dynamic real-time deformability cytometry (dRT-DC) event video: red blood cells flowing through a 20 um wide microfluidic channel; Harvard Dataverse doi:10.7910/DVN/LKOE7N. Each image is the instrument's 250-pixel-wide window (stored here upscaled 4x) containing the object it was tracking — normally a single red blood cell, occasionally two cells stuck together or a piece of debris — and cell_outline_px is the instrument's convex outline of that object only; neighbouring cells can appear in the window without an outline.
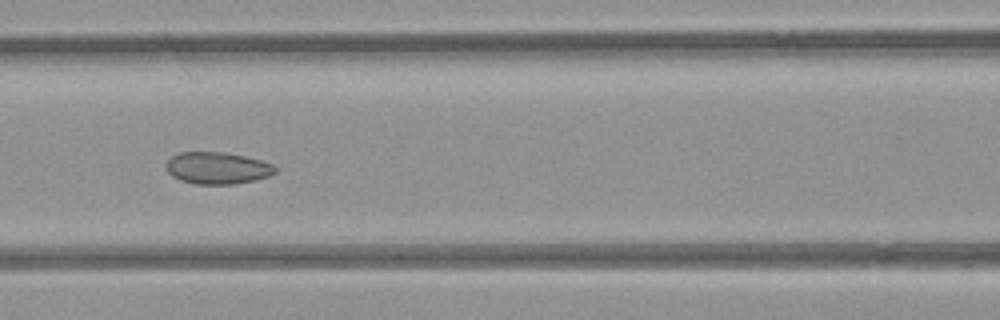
{"species": "common noctule bat (a hibernating species)", "species_latin": "Nyctalus noctula", "temperature_condition": "room temperature", "stored_images_in_passage": 9, "camera_frame_rate_fps": 3000, "um_per_image_px": 0.085, "animal": {"sex": "female", "body_mass_g": 21.9}, "frame": {"image": 1, "passage_image": 7, "time_ms": 2.0, "image_size_px": [1000, 320], "cell_outline_px": [[276, 172], [268, 176], [236, 184], [196, 184], [180, 180], [172, 176], [164, 168], [164, 164], [172, 156], [180, 152], [224, 152], [244, 156], [260, 160], [272, 164], [276, 168]], "centroid_in_image_um": [18.43, 14.28], "position_along_channel_um": 148.2, "area_um2": 20.29}}
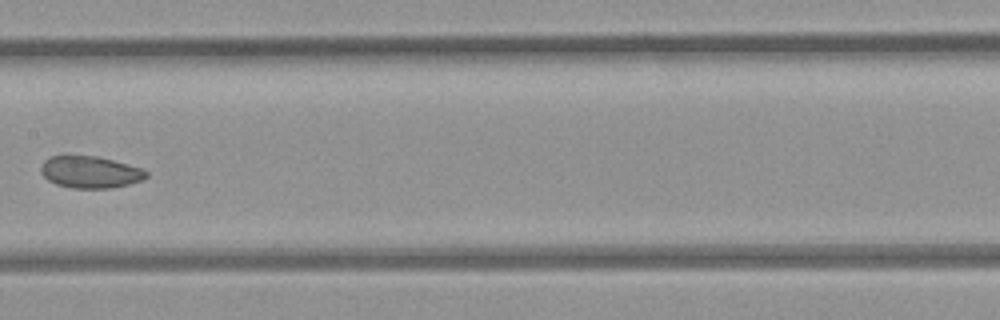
{"frame": {"image": 2, "passage_image": 8, "time_ms": 2.333, "image_size_px": [1000, 320], "cell_outline_px": [[148, 176], [140, 180], [128, 184], [112, 188], [72, 188], [56, 184], [48, 180], [40, 172], [40, 164], [48, 156], [96, 156], [112, 160], [140, 168], [148, 172]], "centroid_in_image_um": [7.61, 14.63], "position_along_channel_um": 199.8, "area_um2": 19.48}}
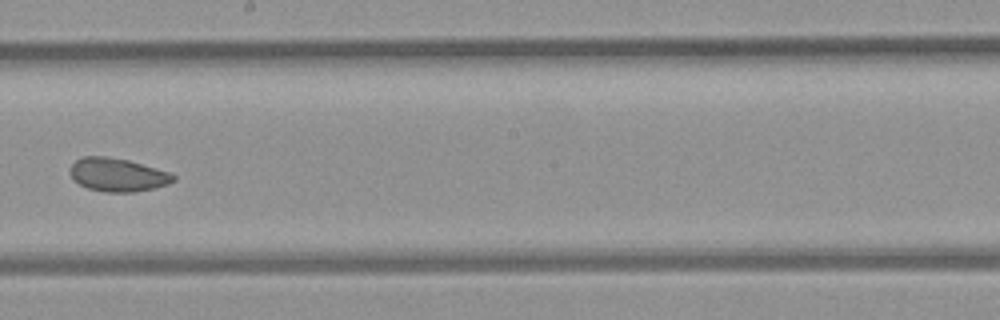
{"frame": {"image": 3, "passage_image": 9, "time_ms": 2.667, "image_size_px": [1000, 320], "cell_outline_px": [[176, 180], [168, 184], [156, 188], [136, 192], [104, 192], [88, 188], [72, 180], [68, 172], [72, 164], [76, 160], [84, 156], [108, 156], [128, 160], [168, 172], [176, 176]], "centroid_in_image_um": [9.97, 14.86], "position_along_channel_um": 238.2, "area_um2": 20.23}}